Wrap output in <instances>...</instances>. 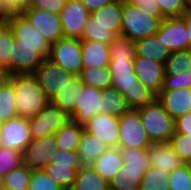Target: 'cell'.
Masks as SVG:
<instances>
[{"instance_id":"d6986e66","label":"cell","mask_w":191,"mask_h":190,"mask_svg":"<svg viewBox=\"0 0 191 190\" xmlns=\"http://www.w3.org/2000/svg\"><path fill=\"white\" fill-rule=\"evenodd\" d=\"M134 70L139 81L158 94L162 87L165 77V64L153 61L135 54Z\"/></svg>"},{"instance_id":"3957f363","label":"cell","mask_w":191,"mask_h":190,"mask_svg":"<svg viewBox=\"0 0 191 190\" xmlns=\"http://www.w3.org/2000/svg\"><path fill=\"white\" fill-rule=\"evenodd\" d=\"M8 79L15 89L18 116L34 117L51 102L33 74L8 75Z\"/></svg>"},{"instance_id":"52a82bcc","label":"cell","mask_w":191,"mask_h":190,"mask_svg":"<svg viewBox=\"0 0 191 190\" xmlns=\"http://www.w3.org/2000/svg\"><path fill=\"white\" fill-rule=\"evenodd\" d=\"M33 76L44 90L47 98L52 101L58 93H63V90L71 84L76 75L62 69L47 58L35 70Z\"/></svg>"},{"instance_id":"8fae6325","label":"cell","mask_w":191,"mask_h":190,"mask_svg":"<svg viewBox=\"0 0 191 190\" xmlns=\"http://www.w3.org/2000/svg\"><path fill=\"white\" fill-rule=\"evenodd\" d=\"M71 117L50 102L36 116L29 118L32 139L55 135Z\"/></svg>"},{"instance_id":"4fadbf2b","label":"cell","mask_w":191,"mask_h":190,"mask_svg":"<svg viewBox=\"0 0 191 190\" xmlns=\"http://www.w3.org/2000/svg\"><path fill=\"white\" fill-rule=\"evenodd\" d=\"M21 13L34 28L46 37L51 45L64 37L60 14L49 13L31 6L22 10Z\"/></svg>"},{"instance_id":"f5cc1de1","label":"cell","mask_w":191,"mask_h":190,"mask_svg":"<svg viewBox=\"0 0 191 190\" xmlns=\"http://www.w3.org/2000/svg\"><path fill=\"white\" fill-rule=\"evenodd\" d=\"M181 2L188 10H191V0H181Z\"/></svg>"},{"instance_id":"ac0fdd59","label":"cell","mask_w":191,"mask_h":190,"mask_svg":"<svg viewBox=\"0 0 191 190\" xmlns=\"http://www.w3.org/2000/svg\"><path fill=\"white\" fill-rule=\"evenodd\" d=\"M103 109V99L101 90L88 85L83 86V91H79L78 103L75 113L71 116L79 125H85L92 117L101 113Z\"/></svg>"},{"instance_id":"484cf974","label":"cell","mask_w":191,"mask_h":190,"mask_svg":"<svg viewBox=\"0 0 191 190\" xmlns=\"http://www.w3.org/2000/svg\"><path fill=\"white\" fill-rule=\"evenodd\" d=\"M135 49L137 56L164 64L170 56L169 50L163 45L162 42H160L156 34L136 41Z\"/></svg>"},{"instance_id":"f1b7e54d","label":"cell","mask_w":191,"mask_h":190,"mask_svg":"<svg viewBox=\"0 0 191 190\" xmlns=\"http://www.w3.org/2000/svg\"><path fill=\"white\" fill-rule=\"evenodd\" d=\"M84 130L83 125L77 124L74 120L69 121L54 135L57 149L77 150Z\"/></svg>"},{"instance_id":"74e56055","label":"cell","mask_w":191,"mask_h":190,"mask_svg":"<svg viewBox=\"0 0 191 190\" xmlns=\"http://www.w3.org/2000/svg\"><path fill=\"white\" fill-rule=\"evenodd\" d=\"M170 190H191L190 164H183L169 174Z\"/></svg>"},{"instance_id":"ba28073f","label":"cell","mask_w":191,"mask_h":190,"mask_svg":"<svg viewBox=\"0 0 191 190\" xmlns=\"http://www.w3.org/2000/svg\"><path fill=\"white\" fill-rule=\"evenodd\" d=\"M81 168L77 150H58L44 170L64 190H70Z\"/></svg>"},{"instance_id":"4dcf8cb0","label":"cell","mask_w":191,"mask_h":190,"mask_svg":"<svg viewBox=\"0 0 191 190\" xmlns=\"http://www.w3.org/2000/svg\"><path fill=\"white\" fill-rule=\"evenodd\" d=\"M17 116L15 89L7 79L0 85V120L4 122Z\"/></svg>"},{"instance_id":"5bb4252c","label":"cell","mask_w":191,"mask_h":190,"mask_svg":"<svg viewBox=\"0 0 191 190\" xmlns=\"http://www.w3.org/2000/svg\"><path fill=\"white\" fill-rule=\"evenodd\" d=\"M58 152L54 135L32 139L23 151V160L32 170L44 169Z\"/></svg>"},{"instance_id":"603a6c76","label":"cell","mask_w":191,"mask_h":190,"mask_svg":"<svg viewBox=\"0 0 191 190\" xmlns=\"http://www.w3.org/2000/svg\"><path fill=\"white\" fill-rule=\"evenodd\" d=\"M83 68L108 67L111 61L110 47L99 41L81 39Z\"/></svg>"},{"instance_id":"db71d44e","label":"cell","mask_w":191,"mask_h":190,"mask_svg":"<svg viewBox=\"0 0 191 190\" xmlns=\"http://www.w3.org/2000/svg\"><path fill=\"white\" fill-rule=\"evenodd\" d=\"M19 190H30L29 187H26V188H21Z\"/></svg>"},{"instance_id":"e0dca14e","label":"cell","mask_w":191,"mask_h":190,"mask_svg":"<svg viewBox=\"0 0 191 190\" xmlns=\"http://www.w3.org/2000/svg\"><path fill=\"white\" fill-rule=\"evenodd\" d=\"M84 127L85 131L102 140L109 148L118 147L119 117L108 113H98Z\"/></svg>"},{"instance_id":"ab89813d","label":"cell","mask_w":191,"mask_h":190,"mask_svg":"<svg viewBox=\"0 0 191 190\" xmlns=\"http://www.w3.org/2000/svg\"><path fill=\"white\" fill-rule=\"evenodd\" d=\"M169 143L179 155L184 164L191 163V135L175 133Z\"/></svg>"},{"instance_id":"d6a6232c","label":"cell","mask_w":191,"mask_h":190,"mask_svg":"<svg viewBox=\"0 0 191 190\" xmlns=\"http://www.w3.org/2000/svg\"><path fill=\"white\" fill-rule=\"evenodd\" d=\"M32 169L25 163L7 173L0 179L1 190H19L28 187Z\"/></svg>"},{"instance_id":"2e32d148","label":"cell","mask_w":191,"mask_h":190,"mask_svg":"<svg viewBox=\"0 0 191 190\" xmlns=\"http://www.w3.org/2000/svg\"><path fill=\"white\" fill-rule=\"evenodd\" d=\"M65 38L82 39L83 30L90 18V12L82 0H67L60 13Z\"/></svg>"},{"instance_id":"277c9868","label":"cell","mask_w":191,"mask_h":190,"mask_svg":"<svg viewBox=\"0 0 191 190\" xmlns=\"http://www.w3.org/2000/svg\"><path fill=\"white\" fill-rule=\"evenodd\" d=\"M123 166L111 180L110 190H139L145 172L151 167L146 148H120Z\"/></svg>"},{"instance_id":"681fc988","label":"cell","mask_w":191,"mask_h":190,"mask_svg":"<svg viewBox=\"0 0 191 190\" xmlns=\"http://www.w3.org/2000/svg\"><path fill=\"white\" fill-rule=\"evenodd\" d=\"M181 17L185 20V25L189 32V49L191 50V10H187Z\"/></svg>"},{"instance_id":"7c38bea8","label":"cell","mask_w":191,"mask_h":190,"mask_svg":"<svg viewBox=\"0 0 191 190\" xmlns=\"http://www.w3.org/2000/svg\"><path fill=\"white\" fill-rule=\"evenodd\" d=\"M0 136L2 147L23 153L32 140L29 118L17 116L2 122Z\"/></svg>"},{"instance_id":"ffe728a7","label":"cell","mask_w":191,"mask_h":190,"mask_svg":"<svg viewBox=\"0 0 191 190\" xmlns=\"http://www.w3.org/2000/svg\"><path fill=\"white\" fill-rule=\"evenodd\" d=\"M123 0H115L106 6L90 13L87 21L89 27L107 28L116 35L121 34Z\"/></svg>"},{"instance_id":"f35d334b","label":"cell","mask_w":191,"mask_h":190,"mask_svg":"<svg viewBox=\"0 0 191 190\" xmlns=\"http://www.w3.org/2000/svg\"><path fill=\"white\" fill-rule=\"evenodd\" d=\"M28 187L30 190H64L46 173L44 169L32 170Z\"/></svg>"},{"instance_id":"7a4b0ae2","label":"cell","mask_w":191,"mask_h":190,"mask_svg":"<svg viewBox=\"0 0 191 190\" xmlns=\"http://www.w3.org/2000/svg\"><path fill=\"white\" fill-rule=\"evenodd\" d=\"M14 38L11 75L33 74L44 59L49 58L51 44L21 12H12L5 19Z\"/></svg>"},{"instance_id":"4316f807","label":"cell","mask_w":191,"mask_h":190,"mask_svg":"<svg viewBox=\"0 0 191 190\" xmlns=\"http://www.w3.org/2000/svg\"><path fill=\"white\" fill-rule=\"evenodd\" d=\"M83 86L82 78L76 75L63 93H58L51 102L71 117L75 113L79 91H83Z\"/></svg>"},{"instance_id":"30bf717a","label":"cell","mask_w":191,"mask_h":190,"mask_svg":"<svg viewBox=\"0 0 191 190\" xmlns=\"http://www.w3.org/2000/svg\"><path fill=\"white\" fill-rule=\"evenodd\" d=\"M75 75H80L83 69L81 39L60 38L51 45L49 58Z\"/></svg>"},{"instance_id":"60d3db41","label":"cell","mask_w":191,"mask_h":190,"mask_svg":"<svg viewBox=\"0 0 191 190\" xmlns=\"http://www.w3.org/2000/svg\"><path fill=\"white\" fill-rule=\"evenodd\" d=\"M116 36L114 32L107 30V28L89 27V25L86 24L83 30L82 39L99 41L109 45Z\"/></svg>"},{"instance_id":"5b68a950","label":"cell","mask_w":191,"mask_h":190,"mask_svg":"<svg viewBox=\"0 0 191 190\" xmlns=\"http://www.w3.org/2000/svg\"><path fill=\"white\" fill-rule=\"evenodd\" d=\"M164 17H153L152 13L141 11L123 0L121 35L136 42L155 35Z\"/></svg>"},{"instance_id":"1f68e13d","label":"cell","mask_w":191,"mask_h":190,"mask_svg":"<svg viewBox=\"0 0 191 190\" xmlns=\"http://www.w3.org/2000/svg\"><path fill=\"white\" fill-rule=\"evenodd\" d=\"M15 45L14 34L6 22L0 23V66L11 75V57Z\"/></svg>"},{"instance_id":"bcb514c9","label":"cell","mask_w":191,"mask_h":190,"mask_svg":"<svg viewBox=\"0 0 191 190\" xmlns=\"http://www.w3.org/2000/svg\"><path fill=\"white\" fill-rule=\"evenodd\" d=\"M175 133L191 135V112L175 119Z\"/></svg>"},{"instance_id":"f6af8a7d","label":"cell","mask_w":191,"mask_h":190,"mask_svg":"<svg viewBox=\"0 0 191 190\" xmlns=\"http://www.w3.org/2000/svg\"><path fill=\"white\" fill-rule=\"evenodd\" d=\"M131 6L140 8L141 11L152 13L153 17H163L156 0H125Z\"/></svg>"},{"instance_id":"836d02e7","label":"cell","mask_w":191,"mask_h":190,"mask_svg":"<svg viewBox=\"0 0 191 190\" xmlns=\"http://www.w3.org/2000/svg\"><path fill=\"white\" fill-rule=\"evenodd\" d=\"M84 85L104 90L112 87V78L109 67L83 68L80 74Z\"/></svg>"},{"instance_id":"e575fe53","label":"cell","mask_w":191,"mask_h":190,"mask_svg":"<svg viewBox=\"0 0 191 190\" xmlns=\"http://www.w3.org/2000/svg\"><path fill=\"white\" fill-rule=\"evenodd\" d=\"M191 73V50L171 52L165 62V75L175 76L182 72Z\"/></svg>"},{"instance_id":"ee69618b","label":"cell","mask_w":191,"mask_h":190,"mask_svg":"<svg viewBox=\"0 0 191 190\" xmlns=\"http://www.w3.org/2000/svg\"><path fill=\"white\" fill-rule=\"evenodd\" d=\"M67 0H33L31 7L42 9L49 13L60 14Z\"/></svg>"},{"instance_id":"9a60e30c","label":"cell","mask_w":191,"mask_h":190,"mask_svg":"<svg viewBox=\"0 0 191 190\" xmlns=\"http://www.w3.org/2000/svg\"><path fill=\"white\" fill-rule=\"evenodd\" d=\"M156 36L170 53L189 49V32L182 17L165 18Z\"/></svg>"},{"instance_id":"f907efd6","label":"cell","mask_w":191,"mask_h":190,"mask_svg":"<svg viewBox=\"0 0 191 190\" xmlns=\"http://www.w3.org/2000/svg\"><path fill=\"white\" fill-rule=\"evenodd\" d=\"M10 12L8 11L5 2H0V20H5Z\"/></svg>"},{"instance_id":"c3c4849f","label":"cell","mask_w":191,"mask_h":190,"mask_svg":"<svg viewBox=\"0 0 191 190\" xmlns=\"http://www.w3.org/2000/svg\"><path fill=\"white\" fill-rule=\"evenodd\" d=\"M115 0H82V3L87 7V10L92 13Z\"/></svg>"},{"instance_id":"816d5d0a","label":"cell","mask_w":191,"mask_h":190,"mask_svg":"<svg viewBox=\"0 0 191 190\" xmlns=\"http://www.w3.org/2000/svg\"><path fill=\"white\" fill-rule=\"evenodd\" d=\"M8 79V73L7 71L0 66V85Z\"/></svg>"},{"instance_id":"8992f818","label":"cell","mask_w":191,"mask_h":190,"mask_svg":"<svg viewBox=\"0 0 191 190\" xmlns=\"http://www.w3.org/2000/svg\"><path fill=\"white\" fill-rule=\"evenodd\" d=\"M138 111L151 143L170 141L175 134V120L157 99Z\"/></svg>"},{"instance_id":"83f0119b","label":"cell","mask_w":191,"mask_h":190,"mask_svg":"<svg viewBox=\"0 0 191 190\" xmlns=\"http://www.w3.org/2000/svg\"><path fill=\"white\" fill-rule=\"evenodd\" d=\"M70 190H110V183L92 166L81 167Z\"/></svg>"},{"instance_id":"9c48e42d","label":"cell","mask_w":191,"mask_h":190,"mask_svg":"<svg viewBox=\"0 0 191 190\" xmlns=\"http://www.w3.org/2000/svg\"><path fill=\"white\" fill-rule=\"evenodd\" d=\"M119 148H148L151 141L143 126L138 110H129L119 117Z\"/></svg>"},{"instance_id":"7bdbcfd3","label":"cell","mask_w":191,"mask_h":190,"mask_svg":"<svg viewBox=\"0 0 191 190\" xmlns=\"http://www.w3.org/2000/svg\"><path fill=\"white\" fill-rule=\"evenodd\" d=\"M164 18L181 17L188 9L181 0H156Z\"/></svg>"},{"instance_id":"6da1fadb","label":"cell","mask_w":191,"mask_h":190,"mask_svg":"<svg viewBox=\"0 0 191 190\" xmlns=\"http://www.w3.org/2000/svg\"><path fill=\"white\" fill-rule=\"evenodd\" d=\"M109 47L112 87L124 96L129 108L139 110L154 102L157 94L139 81L134 70L135 42L120 34Z\"/></svg>"},{"instance_id":"b9f144b4","label":"cell","mask_w":191,"mask_h":190,"mask_svg":"<svg viewBox=\"0 0 191 190\" xmlns=\"http://www.w3.org/2000/svg\"><path fill=\"white\" fill-rule=\"evenodd\" d=\"M181 88L191 89V73L184 71L175 76L165 75L161 91L176 90Z\"/></svg>"},{"instance_id":"cb8c5ba5","label":"cell","mask_w":191,"mask_h":190,"mask_svg":"<svg viewBox=\"0 0 191 190\" xmlns=\"http://www.w3.org/2000/svg\"><path fill=\"white\" fill-rule=\"evenodd\" d=\"M122 166L123 157L119 147L108 148L92 164L96 172L108 182L117 176Z\"/></svg>"},{"instance_id":"d4e9b609","label":"cell","mask_w":191,"mask_h":190,"mask_svg":"<svg viewBox=\"0 0 191 190\" xmlns=\"http://www.w3.org/2000/svg\"><path fill=\"white\" fill-rule=\"evenodd\" d=\"M108 148L102 140L84 130L77 149L80 166H92L96 159Z\"/></svg>"},{"instance_id":"8d00e7d4","label":"cell","mask_w":191,"mask_h":190,"mask_svg":"<svg viewBox=\"0 0 191 190\" xmlns=\"http://www.w3.org/2000/svg\"><path fill=\"white\" fill-rule=\"evenodd\" d=\"M22 164H24L23 153L11 148L0 147V179Z\"/></svg>"},{"instance_id":"d590c367","label":"cell","mask_w":191,"mask_h":190,"mask_svg":"<svg viewBox=\"0 0 191 190\" xmlns=\"http://www.w3.org/2000/svg\"><path fill=\"white\" fill-rule=\"evenodd\" d=\"M169 174L150 167L142 177L139 190H170Z\"/></svg>"},{"instance_id":"7402d4cb","label":"cell","mask_w":191,"mask_h":190,"mask_svg":"<svg viewBox=\"0 0 191 190\" xmlns=\"http://www.w3.org/2000/svg\"><path fill=\"white\" fill-rule=\"evenodd\" d=\"M157 100L174 120L191 112V89L189 88L160 91L157 94Z\"/></svg>"},{"instance_id":"44dd1931","label":"cell","mask_w":191,"mask_h":190,"mask_svg":"<svg viewBox=\"0 0 191 190\" xmlns=\"http://www.w3.org/2000/svg\"><path fill=\"white\" fill-rule=\"evenodd\" d=\"M150 166L171 173L184 164L169 142L151 143L146 148Z\"/></svg>"},{"instance_id":"7dc6e473","label":"cell","mask_w":191,"mask_h":190,"mask_svg":"<svg viewBox=\"0 0 191 190\" xmlns=\"http://www.w3.org/2000/svg\"><path fill=\"white\" fill-rule=\"evenodd\" d=\"M6 7L10 13L21 12L25 8L31 6L33 0H4Z\"/></svg>"},{"instance_id":"f546056e","label":"cell","mask_w":191,"mask_h":190,"mask_svg":"<svg viewBox=\"0 0 191 190\" xmlns=\"http://www.w3.org/2000/svg\"><path fill=\"white\" fill-rule=\"evenodd\" d=\"M101 96L103 99L101 113L120 117L123 113L130 110L126 99L116 88L110 87L101 90Z\"/></svg>"}]
</instances>
